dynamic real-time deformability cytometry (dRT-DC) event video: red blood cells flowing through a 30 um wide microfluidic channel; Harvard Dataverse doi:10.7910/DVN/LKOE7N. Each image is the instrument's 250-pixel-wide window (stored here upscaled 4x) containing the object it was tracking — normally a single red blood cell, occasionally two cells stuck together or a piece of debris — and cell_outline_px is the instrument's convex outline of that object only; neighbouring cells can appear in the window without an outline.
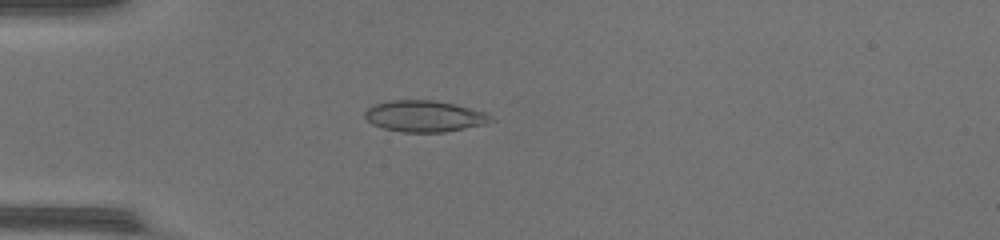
{"species": "common noctule bat (a hibernating species)", "species_latin": "Nyctalus noctula", "temperature_condition": "warm", "stored_images_in_passage": 48, "camera_frame_rate_fps": 3000, "um_per_image_px": 0.085, "animal": {"sex": "female", "body_mass_g": 17.0, "forearm_length_mm": 48.0}, "frame": {"image": 1, "passage_image": 15, "time_ms": 4.667, "image_size_px": [1000, 240], "cell_outline_px": [[496, 120], [484, 124], [444, 132], [400, 132], [384, 128], [372, 124], [364, 116], [364, 112], [372, 104], [388, 100], [432, 100], [452, 104], [488, 112]], "centroid_in_image_um": [36.07, 9.87], "position_along_channel_um": 48.9, "area_um2": 23.06}}
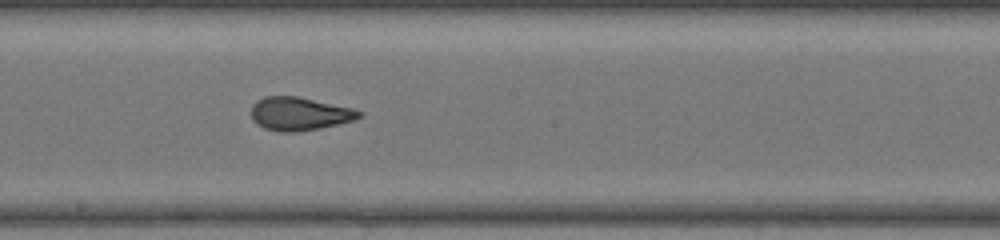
{"frame": {"image": 2, "passage_image": 28, "time_ms": 9.0, "image_size_px": [1000, 240], "cell_outline_px": [[364, 116], [352, 120], [320, 128], [296, 132], [280, 132], [264, 128], [256, 124], [252, 120], [252, 104], [256, 100], [264, 96], [300, 96], [352, 108], [364, 112]], "centroid_in_image_um": [25.44, 9.66], "position_along_channel_um": 222.8, "area_um2": 21.1}}
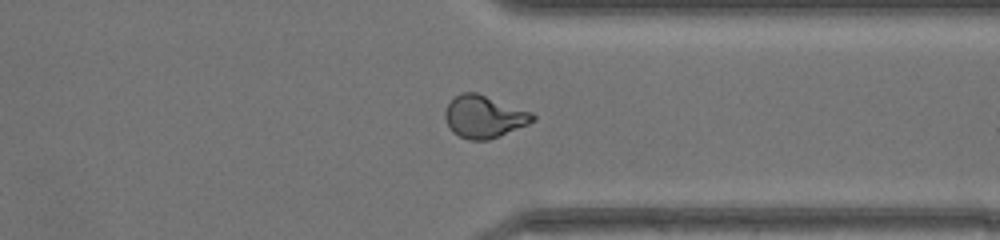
{"frame": {"image": 3, "passage_image": 38, "time_ms": 12.333, "image_size_px": [1000, 240], "cell_outline_px": [[536, 120], [528, 124], [500, 136], [488, 140], [468, 140], [452, 132], [444, 116], [444, 112], [448, 104], [456, 96], [464, 92], [476, 92], [532, 112], [536, 116]], "centroid_in_image_um": [41.16, 9.93], "position_along_channel_um": 370.2, "area_um2": 21.56}, "authors_computed_cell_mechanics": {"area_um2": 21.5016, "velocity_mm_per_s": 4.4462, "shape_relaxation_time_tau1_ms": 5.073, "shape_relaxation_time_tau2_ms": 0.6646, "deformation_change_tau1": 0.1988, "deformation_change_tau2": 0.0613}}